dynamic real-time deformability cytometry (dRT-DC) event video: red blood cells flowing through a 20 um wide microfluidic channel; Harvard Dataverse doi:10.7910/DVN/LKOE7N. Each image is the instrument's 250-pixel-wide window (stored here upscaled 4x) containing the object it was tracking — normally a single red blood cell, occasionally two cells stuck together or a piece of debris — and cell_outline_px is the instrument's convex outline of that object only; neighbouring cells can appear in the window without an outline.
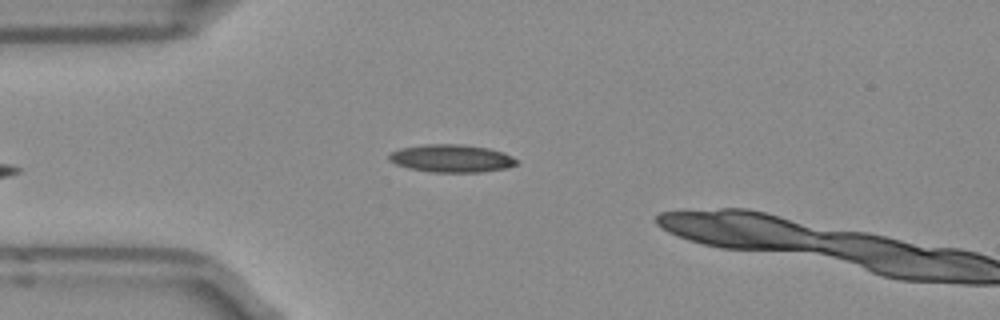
{"species": "Egyptian fruit bat (a non-hibernating species)", "species_latin": "Rousettus aegyptiacus", "temperature_condition": "room temperature", "stored_images_in_passage": 3, "camera_frame_rate_fps": 3000, "um_per_image_px": 0.085, "frame": {"image": 1, "passage_image": 1, "time_ms": 0.0, "image_size_px": [1000, 320], "cell_outline_px": [[516, 164], [504, 168], [480, 172], [428, 172], [408, 168], [396, 164], [388, 160], [388, 152], [400, 148], [424, 144], [464, 144], [488, 148], [504, 152], [512, 156], [516, 160]], "centroid_in_image_um": [38.31, 13.45], "position_along_channel_um": 46.7, "area_um2": 20.75}}